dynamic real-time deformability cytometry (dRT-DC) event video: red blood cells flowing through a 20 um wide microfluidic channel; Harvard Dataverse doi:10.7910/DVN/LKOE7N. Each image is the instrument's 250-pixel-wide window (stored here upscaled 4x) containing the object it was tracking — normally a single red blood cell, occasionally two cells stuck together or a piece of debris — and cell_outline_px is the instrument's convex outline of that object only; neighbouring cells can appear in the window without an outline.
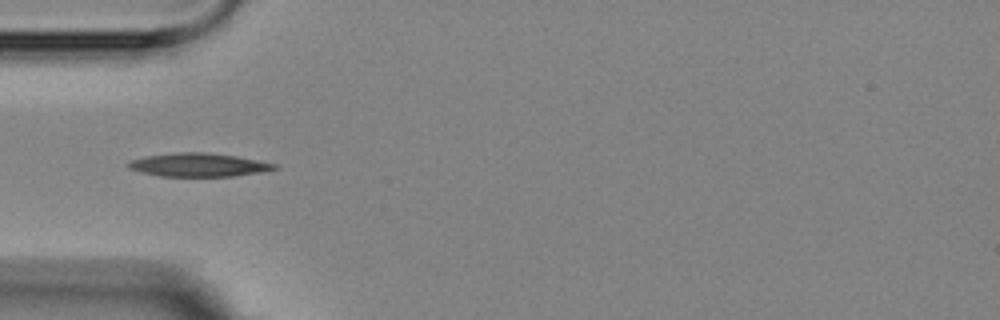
{"species": "Egyptian fruit bat (a non-hibernating species)", "species_latin": "Rousettus aegyptiacus", "temperature_condition": "room temperature", "stored_images_in_passage": 14, "camera_frame_rate_fps": 3000, "um_per_image_px": 0.085, "animal": {"sex": "female"}, "frame": {"image": 1, "passage_image": 4, "time_ms": 4.333, "image_size_px": [1000, 320], "cell_outline_px": [[280, 168], [260, 172], [232, 176], [160, 176], [140, 172], [128, 168], [124, 164], [132, 160], [144, 156], [176, 152], [208, 152], [236, 156], [276, 164]], "centroid_in_image_um": [16.83, 14.01], "position_along_channel_um": 68.2, "area_um2": 20.0}}
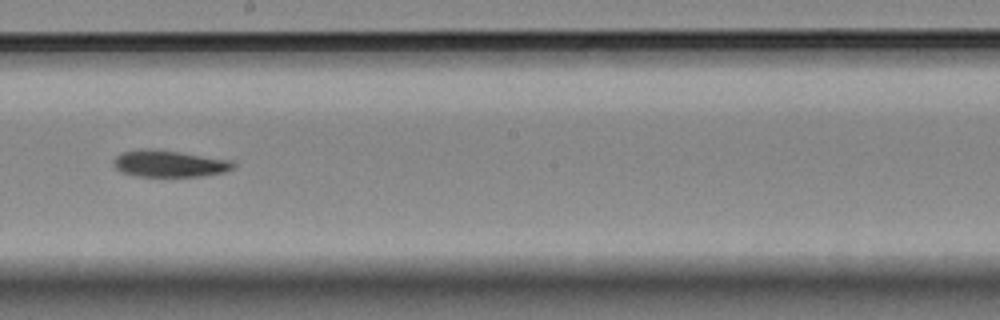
{"frame": {"image": 2, "passage_image": 8, "time_ms": 9.0, "image_size_px": [1000, 320], "cell_outline_px": [[236, 168], [224, 172], [200, 176], [136, 176], [120, 172], [112, 164], [116, 156], [124, 152], [140, 148], [148, 148], [232, 160], [236, 164]], "centroid_in_image_um": [14.38, 13.91], "position_along_channel_um": 233.8, "area_um2": 18.55}}
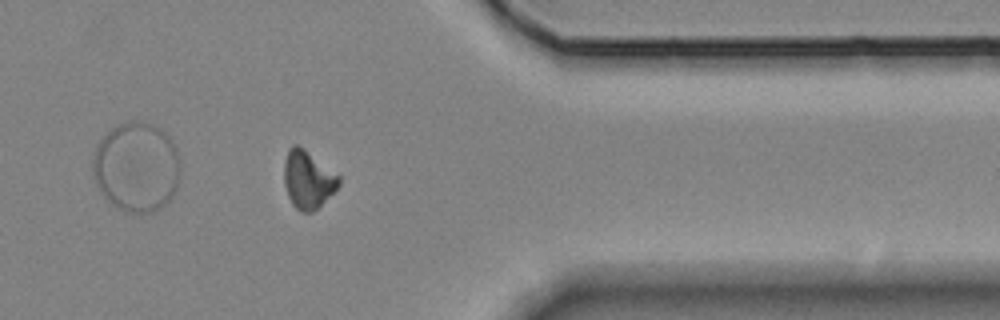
{"frame": {"image": 3, "passage_image": 12, "time_ms": 13.667, "image_size_px": [1000, 320], "cell_outline_px": [[340, 184], [312, 212], [300, 212], [292, 204], [288, 196], [284, 184], [284, 160], [288, 148], [292, 144], [296, 144], [304, 148], [340, 176]], "centroid_in_image_um": [26.13, 15.23], "position_along_channel_um": 385.3, "area_um2": 18.32}}